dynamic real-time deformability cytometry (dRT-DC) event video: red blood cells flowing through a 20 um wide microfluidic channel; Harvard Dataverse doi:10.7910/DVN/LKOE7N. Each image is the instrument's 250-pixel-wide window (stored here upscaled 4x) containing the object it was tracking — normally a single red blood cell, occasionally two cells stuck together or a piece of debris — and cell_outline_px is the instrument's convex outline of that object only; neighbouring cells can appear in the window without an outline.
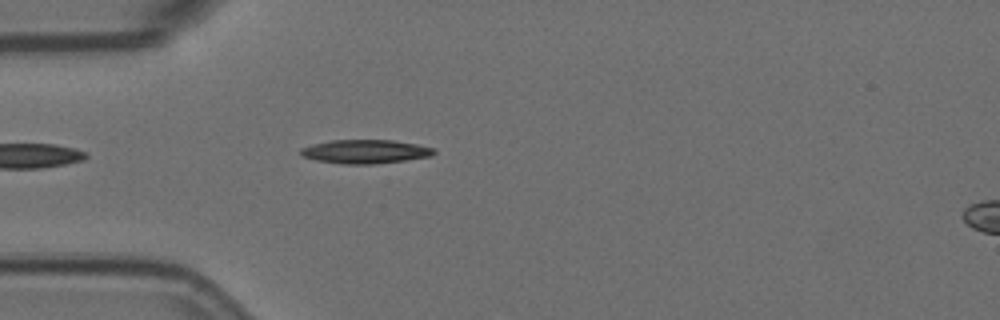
{"species": "Egyptian fruit bat (a non-hibernating species)", "species_latin": "Rousettus aegyptiacus", "temperature_condition": "room temperature", "stored_images_in_passage": 3, "segment_of_instrument_passage": [1, 2], "camera_frame_rate_fps": 3000, "um_per_image_px": 0.085, "animal": {"sex": "female"}, "frame": {"image": 1, "passage_image": 2, "time_ms": 0.333, "image_size_px": [1000, 320], "cell_outline_px": [[436, 152], [432, 156], [404, 160], [372, 164], [344, 164], [316, 160], [300, 156], [300, 148], [312, 144], [332, 140], [392, 140], [416, 144], [432, 148]], "centroid_in_image_um": [31.0, 12.88], "position_along_channel_um": 54.0, "area_um2": 18.38}}